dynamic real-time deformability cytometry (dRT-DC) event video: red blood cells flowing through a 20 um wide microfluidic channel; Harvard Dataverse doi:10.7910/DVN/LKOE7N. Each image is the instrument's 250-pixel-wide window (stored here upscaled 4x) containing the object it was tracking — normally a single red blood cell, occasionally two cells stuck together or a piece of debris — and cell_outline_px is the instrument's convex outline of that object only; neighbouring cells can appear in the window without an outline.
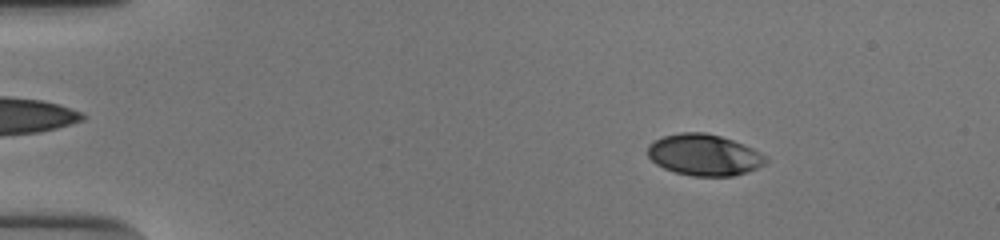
{"species": "human", "species_latin": "Homo sapiens", "temperature_condition": "cold", "stored_images_in_passage": 53, "camera_frame_rate_fps": 3000, "um_per_image_px": 0.085, "donor": {"sex": "male"}, "frame": {"image": 1, "passage_image": 8, "time_ms": 2.333, "image_size_px": [1000, 240], "cell_outline_px": [[768, 160], [764, 164], [756, 168], [732, 176], [692, 176], [676, 172], [664, 168], [656, 164], [648, 156], [648, 144], [664, 136], [680, 132], [704, 132], [720, 136], [732, 140], [752, 148], [760, 152]], "centroid_in_image_um": [59.83, 13.16], "position_along_channel_um": 25.2, "area_um2": 28.15}}
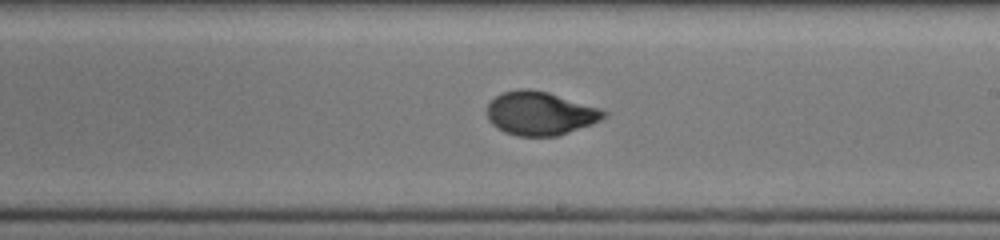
{"frame": {"image": 2, "passage_image": 32, "time_ms": 10.333, "image_size_px": [1000, 240], "cell_outline_px": [[608, 116], [592, 124], [556, 136], [516, 136], [504, 132], [496, 128], [488, 120], [488, 104], [496, 96], [504, 92], [520, 88], [528, 88], [548, 92], [600, 108], [608, 112]], "centroid_in_image_um": [45.91, 9.64], "position_along_channel_um": 243.1, "area_um2": 29.65}}
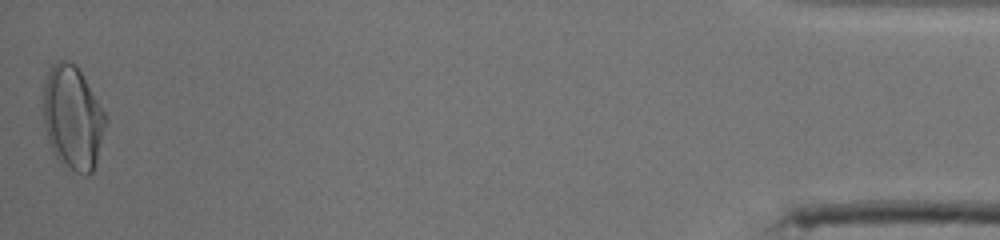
{"frame": {"image": 3, "passage_image": 53, "time_ms": 17.333, "image_size_px": [1000, 240], "cell_outline_px": [[108, 120], [96, 164], [92, 172], [88, 176], [84, 176], [64, 168], [56, 160], [48, 144], [44, 124], [44, 84], [48, 68], [56, 60], [64, 60], [76, 64], [104, 112]], "centroid_in_image_um": [6.17, 10.07], "position_along_channel_um": 429.0, "area_um2": 38.38}, "authors_computed_cell_mechanics": {"area_um2": 29.5358, "velocity_mm_per_s": 3.8526, "shape_relaxation_time_tau1_ms": 5.0556, "shape_relaxation_time_tau2_ms": 0.7952, "deformation_change_tau1": 0.2011, "deformation_change_tau2": 0.0446}}